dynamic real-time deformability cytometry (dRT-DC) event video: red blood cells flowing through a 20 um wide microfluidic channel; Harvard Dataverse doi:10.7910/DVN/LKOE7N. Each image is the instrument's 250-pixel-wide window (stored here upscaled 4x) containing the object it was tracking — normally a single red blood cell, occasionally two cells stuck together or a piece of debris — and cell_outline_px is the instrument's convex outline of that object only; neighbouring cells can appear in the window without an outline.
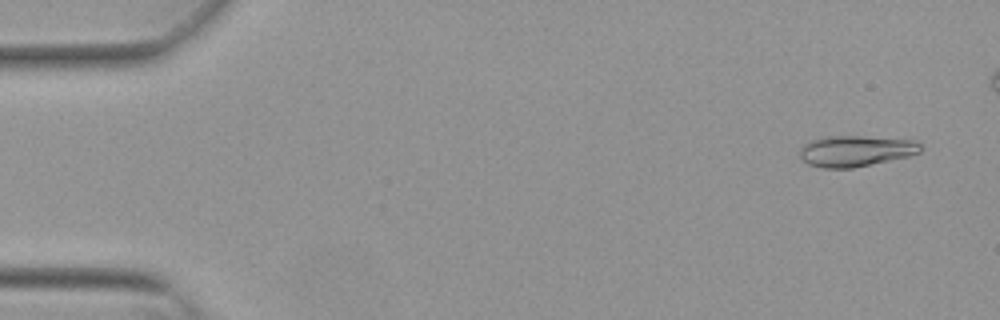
{"species": "Egyptian fruit bat (a non-hibernating species)", "species_latin": "Rousettus aegyptiacus", "temperature_condition": "warm", "stored_images_in_passage": 49, "camera_frame_rate_fps": 3000, "um_per_image_px": 0.085, "animal": {"sex": "female"}, "frame": {"image": 1, "passage_image": 3, "time_ms": 0.667, "image_size_px": [1000, 320], "cell_outline_px": [[920, 152], [908, 156], [852, 168], [824, 168], [808, 164], [800, 156], [800, 148], [808, 140], [824, 136], [864, 136], [916, 140], [920, 144]], "centroid_in_image_um": [72.7, 12.82], "position_along_channel_um": 12.3, "area_um2": 21.79}}
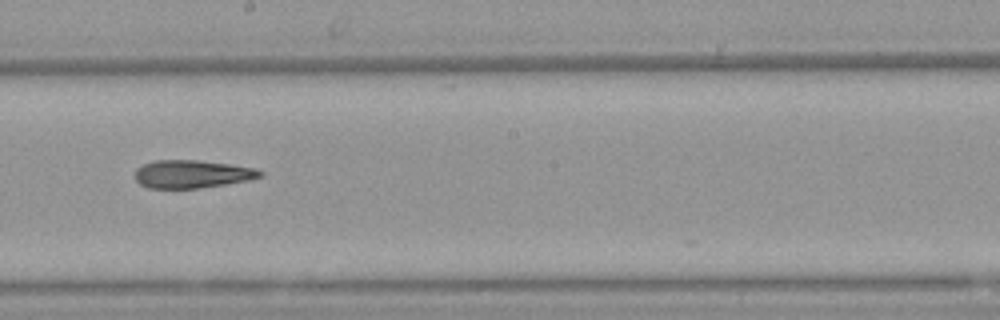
{"frame": {"image": 2, "passage_image": 30, "time_ms": 9.667, "image_size_px": [1000, 320], "cell_outline_px": [[264, 176], [248, 180], [224, 184], [196, 188], [148, 188], [140, 184], [136, 180], [136, 168], [152, 160], [196, 160], [228, 164], [256, 168], [264, 172]], "centroid_in_image_um": [16.32, 14.79], "position_along_channel_um": 231.9, "area_um2": 20.29}}
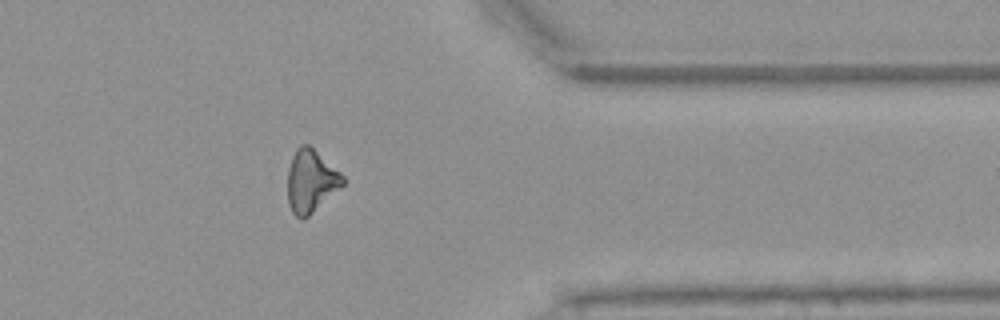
{"frame": {"image": 3, "passage_image": 43, "time_ms": 14.0, "image_size_px": [1000, 320], "cell_outline_px": [[344, 184], [340, 188], [304, 220], [300, 220], [292, 212], [288, 204], [288, 168], [292, 156], [296, 148], [300, 144], [308, 144], [340, 172], [344, 176]], "centroid_in_image_um": [26.41, 15.4], "position_along_channel_um": 385.0, "area_um2": 20.11}, "authors_computed_cell_mechanics": {"area_um2": 20.8658, "velocity_mm_per_s": 3.8628, "shape_relaxation_time_tau1_ms": 9.2428, "shape_relaxation_time_tau2_ms": 8.3668, "deformation_change_tau1": 0.2291, "deformation_change_tau2": 0.2179}}